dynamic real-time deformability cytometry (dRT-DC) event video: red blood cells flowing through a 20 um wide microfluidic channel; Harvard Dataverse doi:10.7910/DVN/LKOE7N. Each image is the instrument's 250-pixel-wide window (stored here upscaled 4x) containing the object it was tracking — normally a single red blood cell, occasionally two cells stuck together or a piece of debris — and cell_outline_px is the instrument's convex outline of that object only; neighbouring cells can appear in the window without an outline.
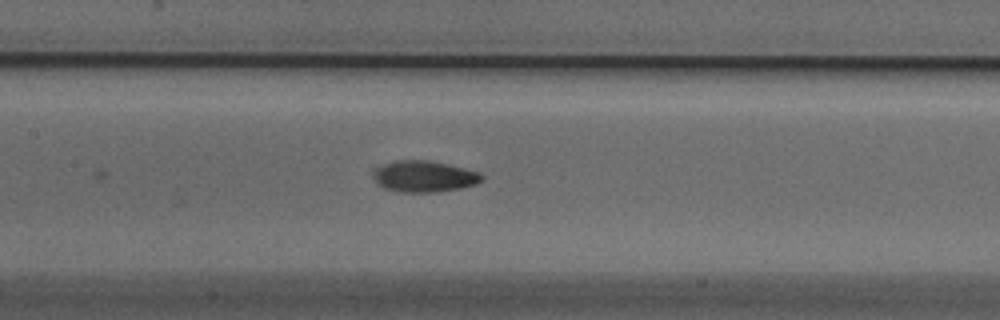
{"species": "Egyptian fruit bat (a non-hibernating species)", "species_latin": "Rousettus aegyptiacus", "temperature_condition": "cold", "stored_images_in_passage": 5, "camera_frame_rate_fps": 3000, "um_per_image_px": 0.085, "animal": {"sex": "male"}, "frame": {"image": 1, "passage_image": 5, "time_ms": 1.333, "image_size_px": [1000, 320], "cell_outline_px": [[484, 180], [476, 184], [460, 188], [436, 192], [400, 192], [384, 188], [376, 180], [372, 172], [372, 168], [396, 160], [428, 160], [448, 164], [480, 172], [484, 176]], "centroid_in_image_um": [36.06, 14.99], "position_along_channel_um": 171.3, "area_um2": 19.88}}